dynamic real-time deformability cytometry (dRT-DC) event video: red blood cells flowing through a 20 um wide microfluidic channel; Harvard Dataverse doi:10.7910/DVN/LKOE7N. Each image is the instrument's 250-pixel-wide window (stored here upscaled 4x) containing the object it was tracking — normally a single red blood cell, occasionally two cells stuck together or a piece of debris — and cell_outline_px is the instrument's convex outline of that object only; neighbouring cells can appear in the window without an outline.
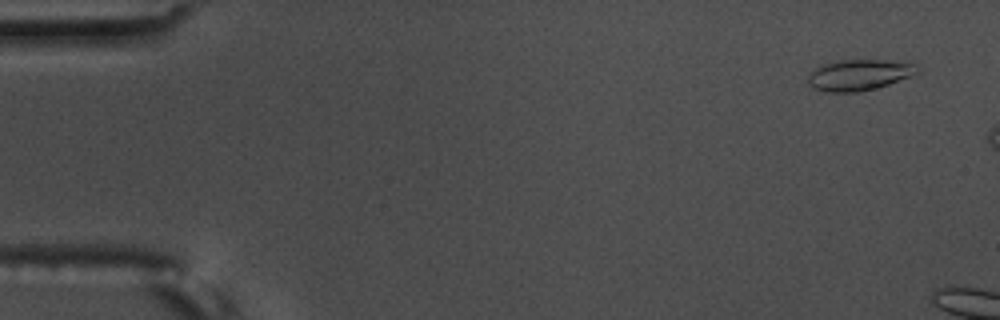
{"species": "common noctule bat (a hibernating species)", "species_latin": "Nyctalus noctula", "temperature_condition": "warm", "stored_images_in_passage": 9, "camera_frame_rate_fps": 3000, "um_per_image_px": 0.085, "animal": {"sex": "male", "body_mass_g": 17.5, "forearm_length_mm": 52.3}, "frame": {"image": 1, "passage_image": 3, "time_ms": 0.667, "image_size_px": [1000, 320], "cell_outline_px": [[920, 72], [888, 84], [876, 88], [856, 92], [828, 92], [816, 88], [808, 84], [808, 76], [816, 68], [824, 64], [840, 60], [916, 60], [920, 68]], "centroid_in_image_um": [73.15, 6.33], "position_along_channel_um": 11.9, "area_um2": 19.94}}